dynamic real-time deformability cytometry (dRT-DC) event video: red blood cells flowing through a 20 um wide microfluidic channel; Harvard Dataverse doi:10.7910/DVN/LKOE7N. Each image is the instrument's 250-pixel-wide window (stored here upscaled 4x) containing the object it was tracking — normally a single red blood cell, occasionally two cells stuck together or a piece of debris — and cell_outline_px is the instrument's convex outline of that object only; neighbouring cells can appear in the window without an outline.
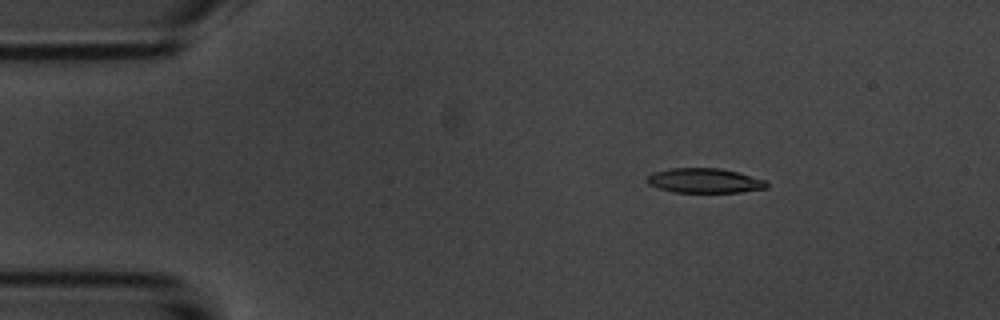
{"species": "common noctule bat (a hibernating species)", "species_latin": "Nyctalus noctula", "temperature_condition": "room temperature", "stored_images_in_passage": 37, "camera_frame_rate_fps": 3000, "um_per_image_px": 0.085, "animal": {"sex": "male", "body_mass_g": 20.1, "forearm_length_mm": 53.5}, "frame": {"image": 1, "passage_image": 6, "time_ms": 1.667, "image_size_px": [1000, 320], "cell_outline_px": [[768, 188], [740, 192], [672, 192], [648, 184], [644, 180], [652, 172], [672, 168], [720, 168], [768, 180]], "centroid_in_image_um": [59.89, 15.35], "position_along_channel_um": 25.1, "area_um2": 17.28}}
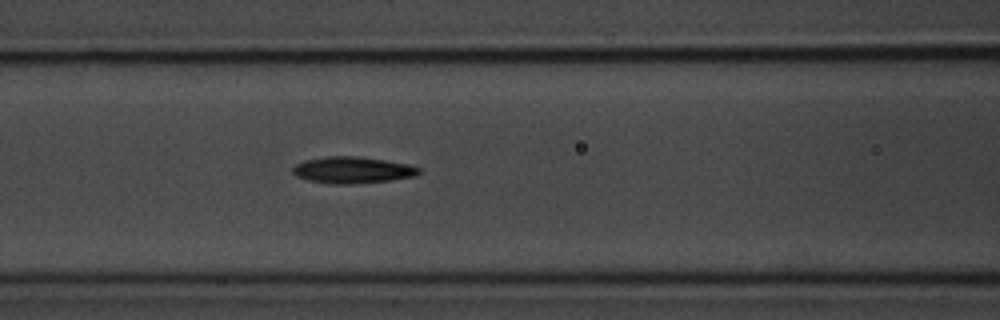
{"frame": {"image": 2, "passage_image": 20, "time_ms": 6.333, "image_size_px": [1000, 320], "cell_outline_px": [[420, 172], [416, 176], [392, 180], [352, 184], [332, 184], [308, 180], [296, 176], [292, 172], [292, 168], [296, 164], [304, 160], [328, 156], [356, 156], [384, 160], [408, 164], [420, 168]], "centroid_in_image_um": [29.95, 14.45], "position_along_channel_um": 136.6, "area_um2": 19.54}}
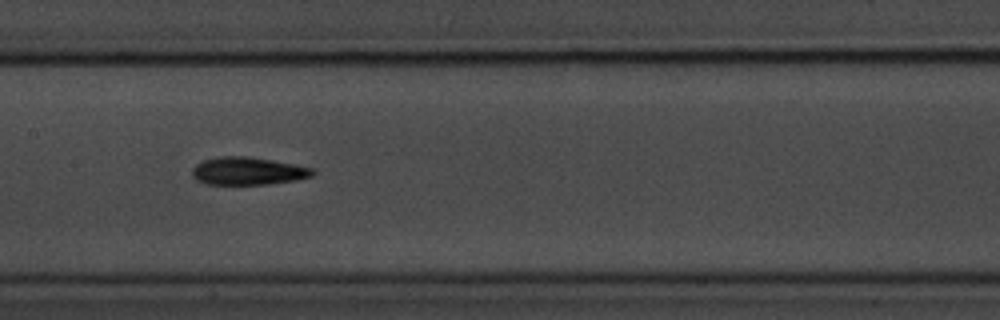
{"frame": {"image": 3, "passage_image": 24, "time_ms": 7.667, "image_size_px": [1000, 320], "cell_outline_px": [[316, 172], [312, 176], [296, 180], [268, 184], [204, 184], [196, 180], [192, 176], [192, 168], [196, 164], [204, 160], [224, 156], [248, 156], [296, 164], [312, 168]], "centroid_in_image_um": [21.07, 14.54], "position_along_channel_um": 186.3, "area_um2": 19.54}}